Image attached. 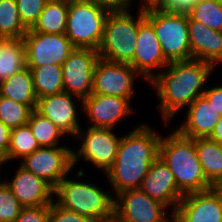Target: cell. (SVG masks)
I'll return each instance as SVG.
<instances>
[{
  "mask_svg": "<svg viewBox=\"0 0 222 222\" xmlns=\"http://www.w3.org/2000/svg\"><path fill=\"white\" fill-rule=\"evenodd\" d=\"M141 124L122 136L116 160L105 173L116 195L128 189H140L150 165L159 157L162 135Z\"/></svg>",
  "mask_w": 222,
  "mask_h": 222,
  "instance_id": "1",
  "label": "cell"
},
{
  "mask_svg": "<svg viewBox=\"0 0 222 222\" xmlns=\"http://www.w3.org/2000/svg\"><path fill=\"white\" fill-rule=\"evenodd\" d=\"M165 68L168 71L157 72L150 83L161 102L156 108H161L162 119L167 124L180 109L203 95V86L214 66L192 59L171 62Z\"/></svg>",
  "mask_w": 222,
  "mask_h": 222,
  "instance_id": "2",
  "label": "cell"
},
{
  "mask_svg": "<svg viewBox=\"0 0 222 222\" xmlns=\"http://www.w3.org/2000/svg\"><path fill=\"white\" fill-rule=\"evenodd\" d=\"M170 136L161 137L159 157L174 175L179 191L190 194L210 189L195 147V139L180 135L175 128Z\"/></svg>",
  "mask_w": 222,
  "mask_h": 222,
  "instance_id": "3",
  "label": "cell"
},
{
  "mask_svg": "<svg viewBox=\"0 0 222 222\" xmlns=\"http://www.w3.org/2000/svg\"><path fill=\"white\" fill-rule=\"evenodd\" d=\"M56 203L86 216L93 222H113L115 199L94 184L66 179L54 189Z\"/></svg>",
  "mask_w": 222,
  "mask_h": 222,
  "instance_id": "4",
  "label": "cell"
},
{
  "mask_svg": "<svg viewBox=\"0 0 222 222\" xmlns=\"http://www.w3.org/2000/svg\"><path fill=\"white\" fill-rule=\"evenodd\" d=\"M138 13L137 19L132 16L130 11L109 13L98 50L100 58L124 64H129L133 60L138 25L145 18V14Z\"/></svg>",
  "mask_w": 222,
  "mask_h": 222,
  "instance_id": "5",
  "label": "cell"
},
{
  "mask_svg": "<svg viewBox=\"0 0 222 222\" xmlns=\"http://www.w3.org/2000/svg\"><path fill=\"white\" fill-rule=\"evenodd\" d=\"M109 13L93 1L68 2L65 34L73 46L99 50Z\"/></svg>",
  "mask_w": 222,
  "mask_h": 222,
  "instance_id": "6",
  "label": "cell"
},
{
  "mask_svg": "<svg viewBox=\"0 0 222 222\" xmlns=\"http://www.w3.org/2000/svg\"><path fill=\"white\" fill-rule=\"evenodd\" d=\"M161 44L165 59L171 62L192 60L188 37V15L154 11L145 14Z\"/></svg>",
  "mask_w": 222,
  "mask_h": 222,
  "instance_id": "7",
  "label": "cell"
},
{
  "mask_svg": "<svg viewBox=\"0 0 222 222\" xmlns=\"http://www.w3.org/2000/svg\"><path fill=\"white\" fill-rule=\"evenodd\" d=\"M72 152L64 146L39 147L21 160V166L55 189L74 168Z\"/></svg>",
  "mask_w": 222,
  "mask_h": 222,
  "instance_id": "8",
  "label": "cell"
},
{
  "mask_svg": "<svg viewBox=\"0 0 222 222\" xmlns=\"http://www.w3.org/2000/svg\"><path fill=\"white\" fill-rule=\"evenodd\" d=\"M100 58L99 51L88 48H75L61 65L64 92L81 100L92 93L93 73Z\"/></svg>",
  "mask_w": 222,
  "mask_h": 222,
  "instance_id": "9",
  "label": "cell"
},
{
  "mask_svg": "<svg viewBox=\"0 0 222 222\" xmlns=\"http://www.w3.org/2000/svg\"><path fill=\"white\" fill-rule=\"evenodd\" d=\"M77 139L83 138L81 147L77 152L73 151V165L82 157L88 162H92L97 168L107 170L116 160L117 149L121 137L113 133V129L88 127L86 132L81 128L76 134Z\"/></svg>",
  "mask_w": 222,
  "mask_h": 222,
  "instance_id": "10",
  "label": "cell"
},
{
  "mask_svg": "<svg viewBox=\"0 0 222 222\" xmlns=\"http://www.w3.org/2000/svg\"><path fill=\"white\" fill-rule=\"evenodd\" d=\"M114 202L113 222H167L168 207L146 195L141 189L118 193Z\"/></svg>",
  "mask_w": 222,
  "mask_h": 222,
  "instance_id": "11",
  "label": "cell"
},
{
  "mask_svg": "<svg viewBox=\"0 0 222 222\" xmlns=\"http://www.w3.org/2000/svg\"><path fill=\"white\" fill-rule=\"evenodd\" d=\"M27 66L62 65L75 49L66 34L34 32L31 28L23 37Z\"/></svg>",
  "mask_w": 222,
  "mask_h": 222,
  "instance_id": "12",
  "label": "cell"
},
{
  "mask_svg": "<svg viewBox=\"0 0 222 222\" xmlns=\"http://www.w3.org/2000/svg\"><path fill=\"white\" fill-rule=\"evenodd\" d=\"M136 75L140 76L130 64L99 58L94 68L92 93L123 97L131 101Z\"/></svg>",
  "mask_w": 222,
  "mask_h": 222,
  "instance_id": "13",
  "label": "cell"
},
{
  "mask_svg": "<svg viewBox=\"0 0 222 222\" xmlns=\"http://www.w3.org/2000/svg\"><path fill=\"white\" fill-rule=\"evenodd\" d=\"M129 64L149 83L155 77L153 69H163L169 64L153 26L145 18L138 25L136 50Z\"/></svg>",
  "mask_w": 222,
  "mask_h": 222,
  "instance_id": "14",
  "label": "cell"
},
{
  "mask_svg": "<svg viewBox=\"0 0 222 222\" xmlns=\"http://www.w3.org/2000/svg\"><path fill=\"white\" fill-rule=\"evenodd\" d=\"M130 100L123 97L91 93L82 100V108L92 123V128L113 129L117 123L133 111Z\"/></svg>",
  "mask_w": 222,
  "mask_h": 222,
  "instance_id": "15",
  "label": "cell"
},
{
  "mask_svg": "<svg viewBox=\"0 0 222 222\" xmlns=\"http://www.w3.org/2000/svg\"><path fill=\"white\" fill-rule=\"evenodd\" d=\"M173 215L176 222H222V200L211 189L186 194Z\"/></svg>",
  "mask_w": 222,
  "mask_h": 222,
  "instance_id": "16",
  "label": "cell"
},
{
  "mask_svg": "<svg viewBox=\"0 0 222 222\" xmlns=\"http://www.w3.org/2000/svg\"><path fill=\"white\" fill-rule=\"evenodd\" d=\"M140 189L168 208L173 206V213L184 196L178 189L173 173L160 157L150 165Z\"/></svg>",
  "mask_w": 222,
  "mask_h": 222,
  "instance_id": "17",
  "label": "cell"
},
{
  "mask_svg": "<svg viewBox=\"0 0 222 222\" xmlns=\"http://www.w3.org/2000/svg\"><path fill=\"white\" fill-rule=\"evenodd\" d=\"M67 92L37 98L36 111L51 120L64 134L76 136L80 129L78 110Z\"/></svg>",
  "mask_w": 222,
  "mask_h": 222,
  "instance_id": "18",
  "label": "cell"
},
{
  "mask_svg": "<svg viewBox=\"0 0 222 222\" xmlns=\"http://www.w3.org/2000/svg\"><path fill=\"white\" fill-rule=\"evenodd\" d=\"M5 184L23 207L50 205L54 201V189L21 165L12 180Z\"/></svg>",
  "mask_w": 222,
  "mask_h": 222,
  "instance_id": "19",
  "label": "cell"
},
{
  "mask_svg": "<svg viewBox=\"0 0 222 222\" xmlns=\"http://www.w3.org/2000/svg\"><path fill=\"white\" fill-rule=\"evenodd\" d=\"M188 37L192 59L213 66L217 62H222V31L208 28L188 16Z\"/></svg>",
  "mask_w": 222,
  "mask_h": 222,
  "instance_id": "20",
  "label": "cell"
},
{
  "mask_svg": "<svg viewBox=\"0 0 222 222\" xmlns=\"http://www.w3.org/2000/svg\"><path fill=\"white\" fill-rule=\"evenodd\" d=\"M220 117L221 115L202 95L188 106L187 119L176 131L191 139L206 138L211 135Z\"/></svg>",
  "mask_w": 222,
  "mask_h": 222,
  "instance_id": "21",
  "label": "cell"
},
{
  "mask_svg": "<svg viewBox=\"0 0 222 222\" xmlns=\"http://www.w3.org/2000/svg\"><path fill=\"white\" fill-rule=\"evenodd\" d=\"M0 95L36 109L37 95L28 67L0 82Z\"/></svg>",
  "mask_w": 222,
  "mask_h": 222,
  "instance_id": "22",
  "label": "cell"
},
{
  "mask_svg": "<svg viewBox=\"0 0 222 222\" xmlns=\"http://www.w3.org/2000/svg\"><path fill=\"white\" fill-rule=\"evenodd\" d=\"M67 16L68 1H47L31 29L37 33L65 34Z\"/></svg>",
  "mask_w": 222,
  "mask_h": 222,
  "instance_id": "23",
  "label": "cell"
},
{
  "mask_svg": "<svg viewBox=\"0 0 222 222\" xmlns=\"http://www.w3.org/2000/svg\"><path fill=\"white\" fill-rule=\"evenodd\" d=\"M33 77L37 98L64 92L62 67L56 64L27 66Z\"/></svg>",
  "mask_w": 222,
  "mask_h": 222,
  "instance_id": "24",
  "label": "cell"
},
{
  "mask_svg": "<svg viewBox=\"0 0 222 222\" xmlns=\"http://www.w3.org/2000/svg\"><path fill=\"white\" fill-rule=\"evenodd\" d=\"M26 67L23 39H5L0 45V82Z\"/></svg>",
  "mask_w": 222,
  "mask_h": 222,
  "instance_id": "25",
  "label": "cell"
},
{
  "mask_svg": "<svg viewBox=\"0 0 222 222\" xmlns=\"http://www.w3.org/2000/svg\"><path fill=\"white\" fill-rule=\"evenodd\" d=\"M195 147L205 176L211 184L222 176V145L206 137L195 138Z\"/></svg>",
  "mask_w": 222,
  "mask_h": 222,
  "instance_id": "26",
  "label": "cell"
},
{
  "mask_svg": "<svg viewBox=\"0 0 222 222\" xmlns=\"http://www.w3.org/2000/svg\"><path fill=\"white\" fill-rule=\"evenodd\" d=\"M28 30L21 21L16 0H0V37L23 39Z\"/></svg>",
  "mask_w": 222,
  "mask_h": 222,
  "instance_id": "27",
  "label": "cell"
},
{
  "mask_svg": "<svg viewBox=\"0 0 222 222\" xmlns=\"http://www.w3.org/2000/svg\"><path fill=\"white\" fill-rule=\"evenodd\" d=\"M39 147L28 124L12 128L7 156L3 162L18 159V157L24 159Z\"/></svg>",
  "mask_w": 222,
  "mask_h": 222,
  "instance_id": "28",
  "label": "cell"
},
{
  "mask_svg": "<svg viewBox=\"0 0 222 222\" xmlns=\"http://www.w3.org/2000/svg\"><path fill=\"white\" fill-rule=\"evenodd\" d=\"M40 147L57 146L65 135L51 120L33 110L27 123Z\"/></svg>",
  "mask_w": 222,
  "mask_h": 222,
  "instance_id": "29",
  "label": "cell"
},
{
  "mask_svg": "<svg viewBox=\"0 0 222 222\" xmlns=\"http://www.w3.org/2000/svg\"><path fill=\"white\" fill-rule=\"evenodd\" d=\"M187 15L208 28L222 31V0H198Z\"/></svg>",
  "mask_w": 222,
  "mask_h": 222,
  "instance_id": "30",
  "label": "cell"
},
{
  "mask_svg": "<svg viewBox=\"0 0 222 222\" xmlns=\"http://www.w3.org/2000/svg\"><path fill=\"white\" fill-rule=\"evenodd\" d=\"M32 111L30 106L0 95V121L11 129L27 124Z\"/></svg>",
  "mask_w": 222,
  "mask_h": 222,
  "instance_id": "31",
  "label": "cell"
},
{
  "mask_svg": "<svg viewBox=\"0 0 222 222\" xmlns=\"http://www.w3.org/2000/svg\"><path fill=\"white\" fill-rule=\"evenodd\" d=\"M22 207L10 188L4 184L0 188V222H16Z\"/></svg>",
  "mask_w": 222,
  "mask_h": 222,
  "instance_id": "32",
  "label": "cell"
},
{
  "mask_svg": "<svg viewBox=\"0 0 222 222\" xmlns=\"http://www.w3.org/2000/svg\"><path fill=\"white\" fill-rule=\"evenodd\" d=\"M47 1L48 0H16L21 21L28 29L32 28L38 21Z\"/></svg>",
  "mask_w": 222,
  "mask_h": 222,
  "instance_id": "33",
  "label": "cell"
},
{
  "mask_svg": "<svg viewBox=\"0 0 222 222\" xmlns=\"http://www.w3.org/2000/svg\"><path fill=\"white\" fill-rule=\"evenodd\" d=\"M49 222H93L86 216L61 207L55 201L49 205Z\"/></svg>",
  "mask_w": 222,
  "mask_h": 222,
  "instance_id": "34",
  "label": "cell"
},
{
  "mask_svg": "<svg viewBox=\"0 0 222 222\" xmlns=\"http://www.w3.org/2000/svg\"><path fill=\"white\" fill-rule=\"evenodd\" d=\"M16 222H49V205L22 207Z\"/></svg>",
  "mask_w": 222,
  "mask_h": 222,
  "instance_id": "35",
  "label": "cell"
},
{
  "mask_svg": "<svg viewBox=\"0 0 222 222\" xmlns=\"http://www.w3.org/2000/svg\"><path fill=\"white\" fill-rule=\"evenodd\" d=\"M198 0H166L162 11L177 14H188Z\"/></svg>",
  "mask_w": 222,
  "mask_h": 222,
  "instance_id": "36",
  "label": "cell"
},
{
  "mask_svg": "<svg viewBox=\"0 0 222 222\" xmlns=\"http://www.w3.org/2000/svg\"><path fill=\"white\" fill-rule=\"evenodd\" d=\"M100 7L107 9L110 12L130 11L132 0H92ZM129 8V9H128Z\"/></svg>",
  "mask_w": 222,
  "mask_h": 222,
  "instance_id": "37",
  "label": "cell"
},
{
  "mask_svg": "<svg viewBox=\"0 0 222 222\" xmlns=\"http://www.w3.org/2000/svg\"><path fill=\"white\" fill-rule=\"evenodd\" d=\"M203 96L209 101L216 111L222 116V85L204 89Z\"/></svg>",
  "mask_w": 222,
  "mask_h": 222,
  "instance_id": "38",
  "label": "cell"
},
{
  "mask_svg": "<svg viewBox=\"0 0 222 222\" xmlns=\"http://www.w3.org/2000/svg\"><path fill=\"white\" fill-rule=\"evenodd\" d=\"M10 134L11 128L0 121V158L2 160L7 156Z\"/></svg>",
  "mask_w": 222,
  "mask_h": 222,
  "instance_id": "39",
  "label": "cell"
},
{
  "mask_svg": "<svg viewBox=\"0 0 222 222\" xmlns=\"http://www.w3.org/2000/svg\"><path fill=\"white\" fill-rule=\"evenodd\" d=\"M165 1L166 0H142L144 5H142L139 12L146 14L154 11H162L165 6Z\"/></svg>",
  "mask_w": 222,
  "mask_h": 222,
  "instance_id": "40",
  "label": "cell"
},
{
  "mask_svg": "<svg viewBox=\"0 0 222 222\" xmlns=\"http://www.w3.org/2000/svg\"><path fill=\"white\" fill-rule=\"evenodd\" d=\"M208 138L222 145V116L216 123L213 132Z\"/></svg>",
  "mask_w": 222,
  "mask_h": 222,
  "instance_id": "41",
  "label": "cell"
},
{
  "mask_svg": "<svg viewBox=\"0 0 222 222\" xmlns=\"http://www.w3.org/2000/svg\"><path fill=\"white\" fill-rule=\"evenodd\" d=\"M210 189L222 200V176L211 183Z\"/></svg>",
  "mask_w": 222,
  "mask_h": 222,
  "instance_id": "42",
  "label": "cell"
},
{
  "mask_svg": "<svg viewBox=\"0 0 222 222\" xmlns=\"http://www.w3.org/2000/svg\"><path fill=\"white\" fill-rule=\"evenodd\" d=\"M167 222H176L173 214H172L171 220L169 219Z\"/></svg>",
  "mask_w": 222,
  "mask_h": 222,
  "instance_id": "43",
  "label": "cell"
},
{
  "mask_svg": "<svg viewBox=\"0 0 222 222\" xmlns=\"http://www.w3.org/2000/svg\"><path fill=\"white\" fill-rule=\"evenodd\" d=\"M2 164H4V162H0V166H1ZM4 184H5L4 181H3V182L0 181V188H1Z\"/></svg>",
  "mask_w": 222,
  "mask_h": 222,
  "instance_id": "44",
  "label": "cell"
},
{
  "mask_svg": "<svg viewBox=\"0 0 222 222\" xmlns=\"http://www.w3.org/2000/svg\"><path fill=\"white\" fill-rule=\"evenodd\" d=\"M68 2H74V1H92V0H67Z\"/></svg>",
  "mask_w": 222,
  "mask_h": 222,
  "instance_id": "45",
  "label": "cell"
},
{
  "mask_svg": "<svg viewBox=\"0 0 222 222\" xmlns=\"http://www.w3.org/2000/svg\"><path fill=\"white\" fill-rule=\"evenodd\" d=\"M4 40H5L4 38H1V37H0V45H1V43H2Z\"/></svg>",
  "mask_w": 222,
  "mask_h": 222,
  "instance_id": "46",
  "label": "cell"
},
{
  "mask_svg": "<svg viewBox=\"0 0 222 222\" xmlns=\"http://www.w3.org/2000/svg\"><path fill=\"white\" fill-rule=\"evenodd\" d=\"M48 1H67V0H48Z\"/></svg>",
  "mask_w": 222,
  "mask_h": 222,
  "instance_id": "47",
  "label": "cell"
}]
</instances>
